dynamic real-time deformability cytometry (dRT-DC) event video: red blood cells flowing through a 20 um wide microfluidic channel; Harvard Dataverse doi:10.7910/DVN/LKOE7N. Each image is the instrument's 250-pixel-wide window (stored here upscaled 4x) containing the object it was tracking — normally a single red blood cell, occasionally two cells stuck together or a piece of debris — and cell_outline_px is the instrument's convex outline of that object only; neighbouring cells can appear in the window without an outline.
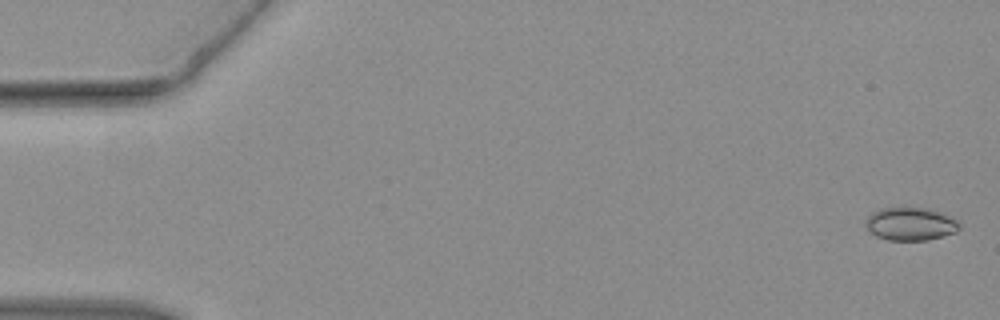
{"species": "common noctule bat (a hibernating species)", "species_latin": "Nyctalus noctula", "temperature_condition": "warm", "stored_images_in_passage": 46, "camera_frame_rate_fps": 3000, "um_per_image_px": 0.085, "animal": {"sex": "female", "body_mass_g": 19.3, "forearm_length_mm": 54.1}, "frame": {"image": 1, "passage_image": 1, "time_ms": 0.0, "image_size_px": [1000, 320], "cell_outline_px": [[960, 228], [956, 232], [928, 240], [888, 240], [876, 236], [864, 224], [864, 220], [872, 212], [880, 208], [904, 204], [924, 208], [948, 216], [956, 220], [960, 224]], "centroid_in_image_um": [77.33, 18.99], "position_along_channel_um": 7.7, "area_um2": 18.44}}
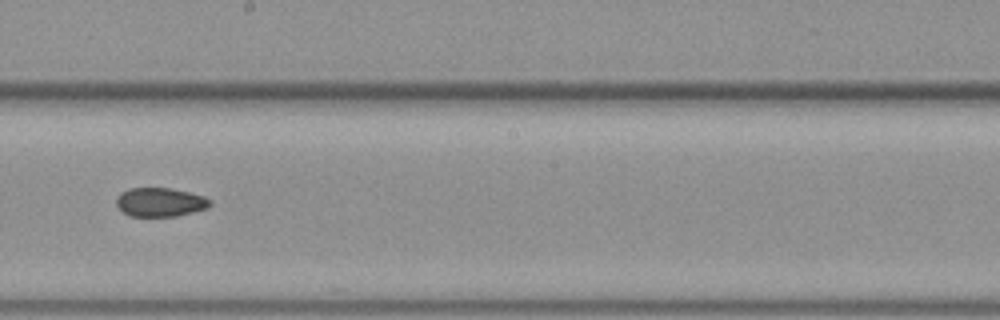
{"frame": {"image": 2, "passage_image": 26, "time_ms": 8.333, "image_size_px": [1000, 320], "cell_outline_px": [[212, 204], [208, 208], [176, 216], [128, 216], [116, 204], [116, 196], [120, 192], [128, 188], [172, 188], [204, 196], [212, 200]], "centroid_in_image_um": [13.61, 17.17], "position_along_channel_um": 234.6, "area_um2": 15.9}}
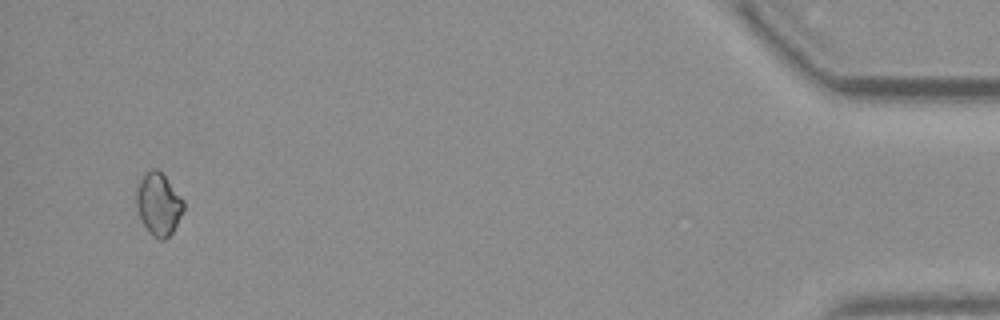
{"frame": {"image": 3, "passage_image": 44, "time_ms": 14.333, "image_size_px": [1000, 320], "cell_outline_px": [[184, 208], [172, 232], [164, 240], [160, 240], [152, 236], [148, 232], [140, 216], [136, 204], [136, 188], [144, 172], [152, 168], [156, 168], [164, 176], [184, 200]], "centroid_in_image_um": [13.46, 17.34], "position_along_channel_um": 421.7, "area_um2": 16.99}}